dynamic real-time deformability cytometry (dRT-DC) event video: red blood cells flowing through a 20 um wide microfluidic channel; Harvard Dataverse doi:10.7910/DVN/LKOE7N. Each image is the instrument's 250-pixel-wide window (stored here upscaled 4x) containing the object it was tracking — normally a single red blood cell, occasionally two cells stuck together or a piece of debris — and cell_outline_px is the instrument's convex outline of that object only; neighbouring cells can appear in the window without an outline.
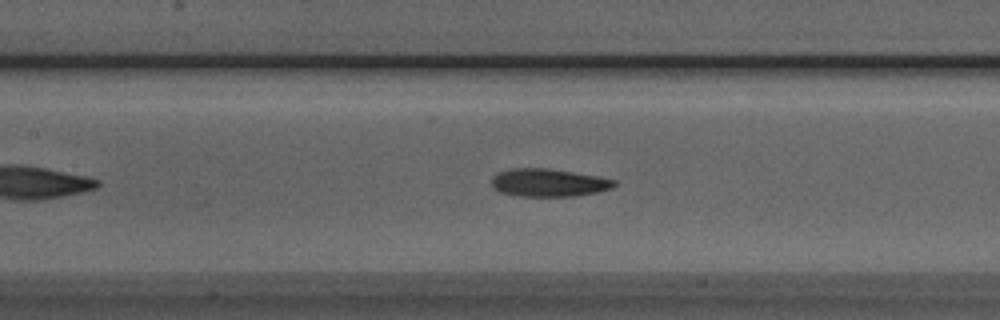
{"species": "Egyptian fruit bat (a non-hibernating species)", "species_latin": "Rousettus aegyptiacus", "temperature_condition": "room temperature", "stored_images_in_passage": 44, "camera_frame_rate_fps": 3000, "um_per_image_px": 0.085, "animal": {"sex": "male"}, "frame": {"image": 1, "passage_image": 14, "time_ms": 4.333, "image_size_px": [1000, 320], "cell_outline_px": [[616, 184], [612, 188], [596, 192], [572, 196], [512, 196], [500, 192], [492, 188], [492, 176], [496, 172], [508, 168], [548, 168], [596, 176], [616, 180]], "centroid_in_image_um": [46.55, 15.52], "position_along_channel_um": 160.9, "area_um2": 20.06}}
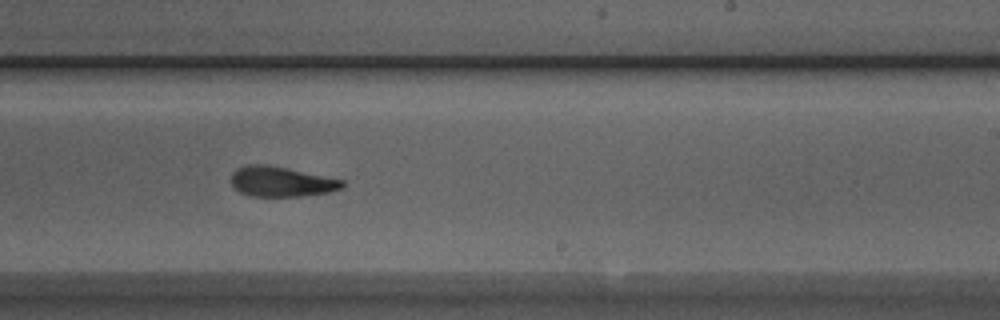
{"frame": {"image": 2, "passage_image": 22, "time_ms": 7.0, "image_size_px": [1000, 320], "cell_outline_px": [[344, 184], [340, 188], [328, 192], [300, 196], [248, 196], [240, 192], [232, 184], [232, 172], [236, 168], [248, 164], [264, 164], [288, 168], [344, 180]], "centroid_in_image_um": [23.87, 15.43], "position_along_channel_um": 265.1, "area_um2": 19.36}}
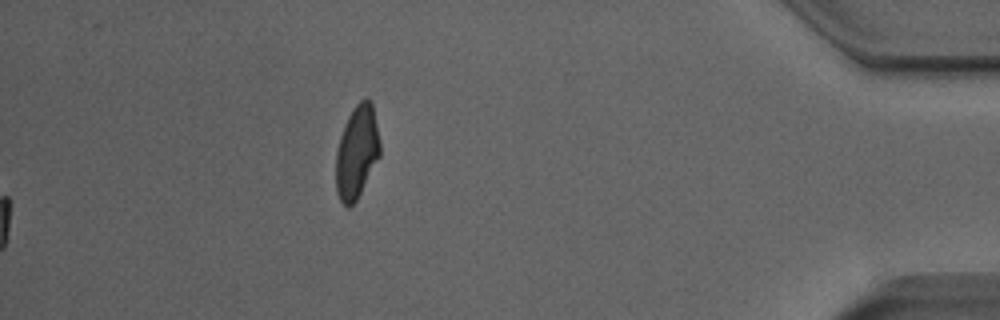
{"frame": {"image": 3, "passage_image": 44, "time_ms": 14.333, "image_size_px": [1000, 320], "cell_outline_px": [[380, 156], [356, 200], [348, 208], [340, 200], [336, 192], [336, 152], [340, 136], [344, 124], [352, 108], [360, 100], [368, 96], [372, 100], [380, 144]], "centroid_in_image_um": [30.33, 12.87], "position_along_channel_um": 404.9, "area_um2": 23.93}, "authors_computed_cell_mechanics": {"area_um2": 19.941, "velocity_mm_per_s": 3.9236, "shape_relaxation_time_tau1_ms": 3.907, "shape_relaxation_time_tau2_ms": 2.3155, "deformation_change_tau1": 0.1633, "deformation_change_tau2": 0.1067}}